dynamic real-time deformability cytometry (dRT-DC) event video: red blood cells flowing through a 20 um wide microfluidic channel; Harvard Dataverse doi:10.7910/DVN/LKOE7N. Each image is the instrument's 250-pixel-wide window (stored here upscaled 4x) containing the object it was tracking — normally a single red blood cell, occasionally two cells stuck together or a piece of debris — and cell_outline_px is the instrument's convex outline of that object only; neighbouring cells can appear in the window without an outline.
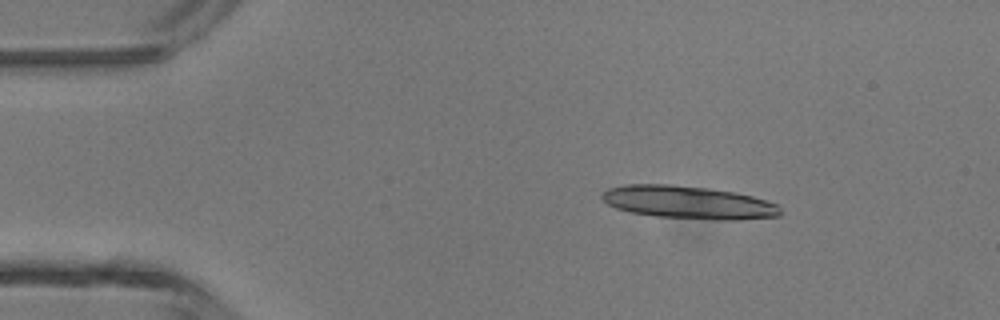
{"species": "common noctule bat (a hibernating species)", "species_latin": "Nyctalus noctula", "temperature_condition": "room temperature", "stored_images_in_passage": 5, "camera_frame_rate_fps": 3000, "um_per_image_px": 0.085, "animal": {"sex": "male", "body_mass_g": 13.3}, "frame": {"image": 1, "passage_image": 2, "time_ms": 0.333, "image_size_px": [1000, 320], "cell_outline_px": [[780, 216], [740, 220], [720, 220], [656, 216], [632, 212], [616, 208], [608, 204], [600, 196], [608, 188], [624, 184], [672, 184], [708, 188], [736, 192], [752, 196], [780, 204]], "centroid_in_image_um": [58.55, 17.2], "position_along_channel_um": 26.5, "area_um2": 34.33}}